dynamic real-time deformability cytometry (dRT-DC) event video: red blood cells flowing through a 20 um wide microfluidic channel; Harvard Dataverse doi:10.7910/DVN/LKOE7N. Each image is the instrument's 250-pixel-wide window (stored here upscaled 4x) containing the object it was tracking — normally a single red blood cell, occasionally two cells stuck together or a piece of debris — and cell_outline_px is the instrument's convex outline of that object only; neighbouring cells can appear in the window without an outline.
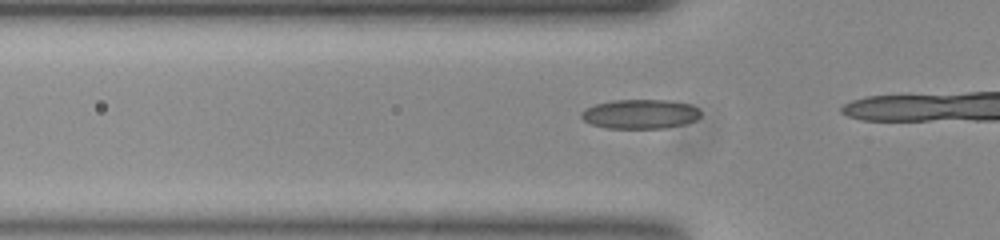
{"species": "common noctule bat (a hibernating species)", "species_latin": "Nyctalus noctula", "temperature_condition": "room temperature", "stored_images_in_passage": 15, "camera_frame_rate_fps": 3000, "um_per_image_px": 0.085, "animal": {"sex": "female", "body_mass_g": 23.0, "forearm_length_mm": 53.4}, "frame": {"image": 1, "passage_image": 13, "time_ms": 4.0, "image_size_px": [1000, 240], "cell_outline_px": [[700, 116], [696, 120], [684, 124], [664, 128], [608, 128], [592, 124], [584, 120], [580, 116], [580, 112], [584, 108], [596, 104], [612, 100], [668, 100], [688, 104], [696, 108], [700, 112]], "centroid_in_image_um": [54.38, 9.69], "position_along_channel_um": 71.4, "area_um2": 20.35}}